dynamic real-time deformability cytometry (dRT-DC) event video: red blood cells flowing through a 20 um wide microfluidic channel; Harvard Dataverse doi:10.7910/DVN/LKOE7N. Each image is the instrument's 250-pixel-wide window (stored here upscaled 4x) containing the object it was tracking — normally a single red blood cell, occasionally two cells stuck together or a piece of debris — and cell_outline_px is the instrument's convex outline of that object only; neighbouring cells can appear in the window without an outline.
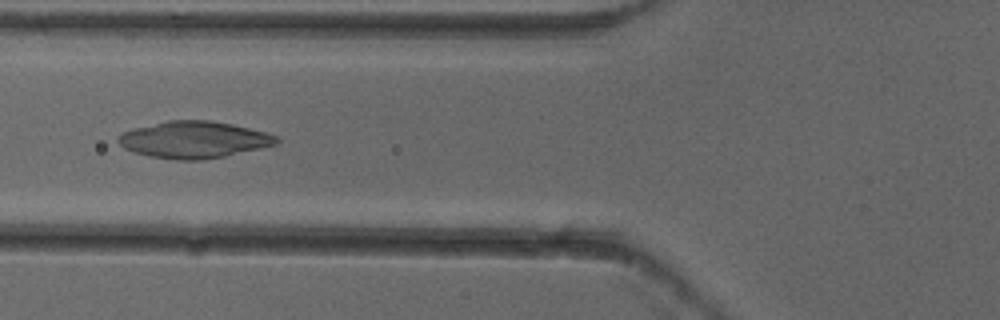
{"species": "common noctule bat (a hibernating species)", "species_latin": "Nyctalus noctula", "temperature_condition": "cold", "stored_images_in_passage": 5, "camera_frame_rate_fps": 3000, "um_per_image_px": 0.085, "animal": {"sex": "female"}, "frame": {"image": 1, "passage_image": 5, "time_ms": 1.333, "image_size_px": [1000, 320], "cell_outline_px": [[280, 140], [276, 144], [260, 148], [224, 156], [200, 160], [176, 160], [148, 156], [124, 148], [116, 140], [124, 132], [132, 128], [168, 120], [212, 120], [232, 124], [264, 132], [276, 136]], "centroid_in_image_um": [16.46, 11.87], "position_along_channel_um": 109.3, "area_um2": 33.7}}